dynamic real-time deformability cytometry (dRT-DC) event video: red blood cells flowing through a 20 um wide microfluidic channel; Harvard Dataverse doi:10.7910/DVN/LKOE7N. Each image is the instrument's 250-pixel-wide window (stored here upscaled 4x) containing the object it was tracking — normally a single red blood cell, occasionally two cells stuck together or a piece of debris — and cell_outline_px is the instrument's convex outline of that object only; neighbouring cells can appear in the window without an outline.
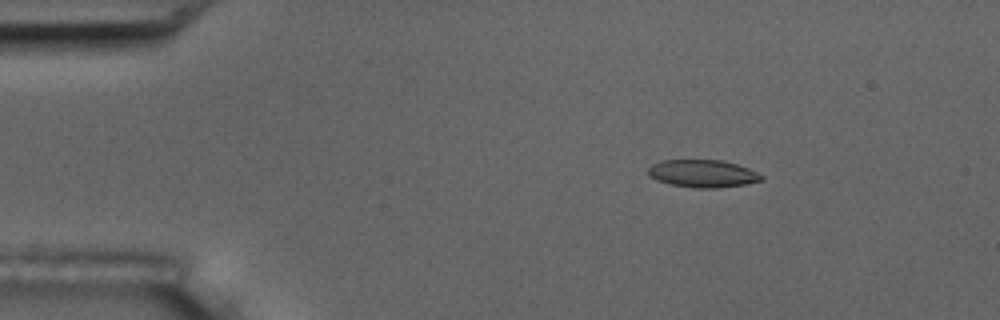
{"species": "common noctule bat (a hibernating species)", "species_latin": "Nyctalus noctula", "temperature_condition": "room temperature", "stored_images_in_passage": 5, "camera_frame_rate_fps": 3000, "um_per_image_px": 0.085, "animal": {"sex": "male", "body_mass_g": 17.5, "forearm_length_mm": 52.3}, "frame": {"image": 1, "passage_image": 3, "time_ms": 2.333, "image_size_px": [1000, 320], "cell_outline_px": [[764, 180], [744, 184], [716, 188], [696, 188], [672, 184], [656, 180], [648, 172], [648, 168], [652, 164], [660, 160], [720, 160], [736, 164], [748, 168], [764, 176]], "centroid_in_image_um": [59.74, 14.75], "position_along_channel_um": 25.3, "area_um2": 18.03}}